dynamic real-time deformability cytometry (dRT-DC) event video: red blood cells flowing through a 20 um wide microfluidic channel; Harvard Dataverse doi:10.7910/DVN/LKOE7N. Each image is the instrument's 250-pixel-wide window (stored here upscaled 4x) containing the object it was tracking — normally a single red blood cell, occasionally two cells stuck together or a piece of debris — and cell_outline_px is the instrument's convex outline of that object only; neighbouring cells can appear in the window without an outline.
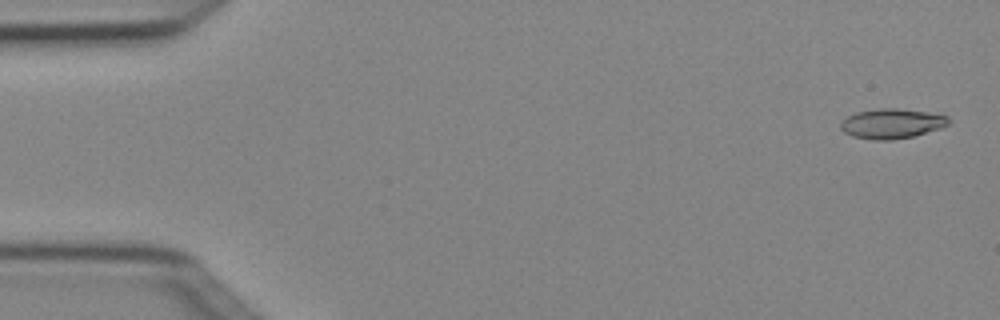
{"species": "Egyptian fruit bat (a non-hibernating species)", "species_latin": "Rousettus aegyptiacus", "temperature_condition": "cold", "stored_images_in_passage": 5, "camera_frame_rate_fps": 3000, "um_per_image_px": 0.085, "animal": {"sex": "female"}, "frame": {"image": 1, "passage_image": 1, "time_ms": 0.0, "image_size_px": [1000, 320], "cell_outline_px": [[948, 124], [940, 128], [912, 136], [892, 140], [872, 140], [852, 136], [844, 132], [840, 128], [840, 124], [848, 116], [856, 112], [880, 108], [896, 108], [928, 112], [948, 116]], "centroid_in_image_um": [75.77, 10.5], "position_along_channel_um": 9.2, "area_um2": 18.61}}